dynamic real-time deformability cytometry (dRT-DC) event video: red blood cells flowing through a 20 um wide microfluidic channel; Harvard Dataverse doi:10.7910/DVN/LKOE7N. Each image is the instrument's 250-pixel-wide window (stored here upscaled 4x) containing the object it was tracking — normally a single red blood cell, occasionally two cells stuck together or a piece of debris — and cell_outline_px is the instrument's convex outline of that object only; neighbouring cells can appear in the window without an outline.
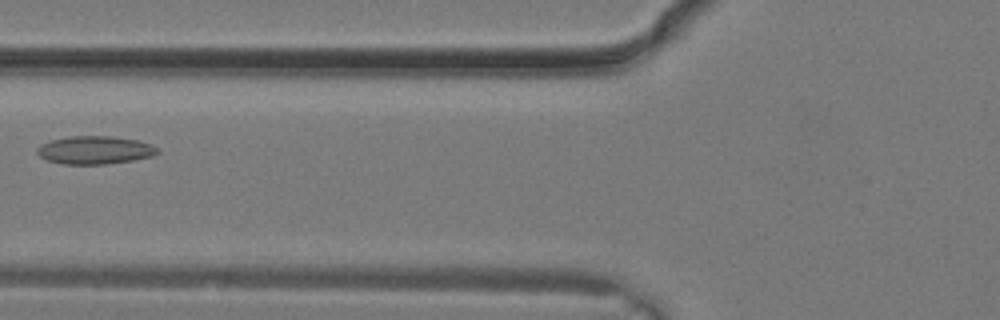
{"species": "common noctule bat (a hibernating species)", "species_latin": "Nyctalus noctula", "temperature_condition": "warm", "stored_images_in_passage": 4, "camera_frame_rate_fps": 3000, "um_per_image_px": 0.085, "animal": {"sex": "male", "body_mass_g": 19.2, "forearm_length_mm": 51.8}, "frame": {"image": 1, "passage_image": 3, "time_ms": 0.667, "image_size_px": [1000, 320], "cell_outline_px": [[160, 152], [152, 156], [132, 160], [104, 164], [64, 164], [48, 160], [40, 156], [36, 152], [36, 148], [40, 144], [52, 140], [72, 136], [112, 136], [136, 140], [152, 144]], "centroid_in_image_um": [8.05, 12.75], "position_along_channel_um": 117.7, "area_um2": 19.54}}